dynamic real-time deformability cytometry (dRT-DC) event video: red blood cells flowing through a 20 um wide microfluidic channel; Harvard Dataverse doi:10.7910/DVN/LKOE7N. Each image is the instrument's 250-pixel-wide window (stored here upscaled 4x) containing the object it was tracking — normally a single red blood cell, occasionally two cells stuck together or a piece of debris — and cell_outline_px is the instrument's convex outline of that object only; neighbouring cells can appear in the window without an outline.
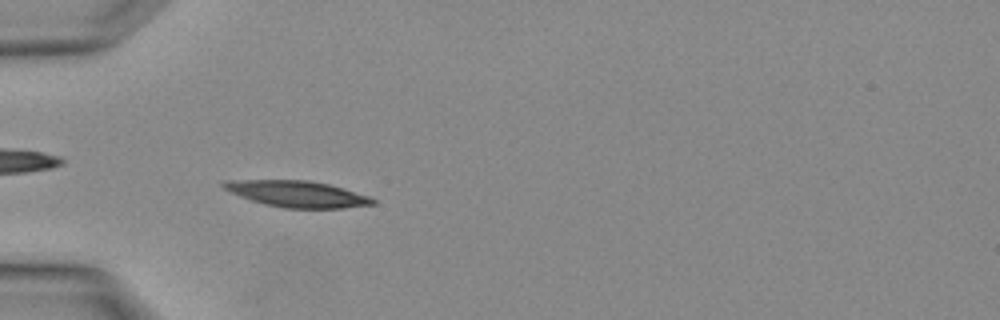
{"species": "Egyptian fruit bat (a non-hibernating species)", "species_latin": "Rousettus aegyptiacus", "temperature_condition": "warm", "stored_images_in_passage": 2, "camera_frame_rate_fps": 3000, "um_per_image_px": 0.085, "animal": {"sex": "female"}, "frame": {"image": 1, "passage_image": 2, "time_ms": 0.333, "image_size_px": [1000, 320], "cell_outline_px": [[376, 204], [344, 208], [284, 208], [264, 204], [240, 196], [224, 188], [220, 184], [220, 180], [308, 180], [328, 184], [372, 196], [376, 200]], "centroid_in_image_um": [25.29, 16.48], "position_along_channel_um": 59.7, "area_um2": 22.95}}